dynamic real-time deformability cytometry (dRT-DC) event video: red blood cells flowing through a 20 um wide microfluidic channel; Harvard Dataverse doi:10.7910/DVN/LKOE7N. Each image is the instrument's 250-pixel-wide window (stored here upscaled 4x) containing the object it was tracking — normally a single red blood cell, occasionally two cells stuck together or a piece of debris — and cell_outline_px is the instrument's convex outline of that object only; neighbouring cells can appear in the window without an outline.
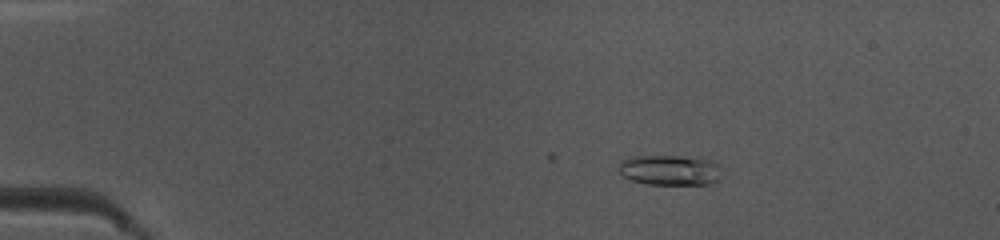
{"species": "common noctule bat (a hibernating species)", "species_latin": "Nyctalus noctula", "temperature_condition": "warm", "stored_images_in_passage": 18, "camera_frame_rate_fps": 3000, "um_per_image_px": 0.085, "animal": {"sex": "female", "body_mass_g": 10.0, "forearm_length_mm": 53.1}, "frame": {"image": 1, "passage_image": 8, "time_ms": 2.333, "image_size_px": [1000, 240], "cell_outline_px": [[724, 176], [720, 180], [712, 184], [648, 184], [632, 180], [620, 176], [620, 160], [632, 156], [680, 156], [712, 160], [720, 164], [724, 168]], "centroid_in_image_um": [57.04, 14.46], "position_along_channel_um": 28.0, "area_um2": 18.73}}
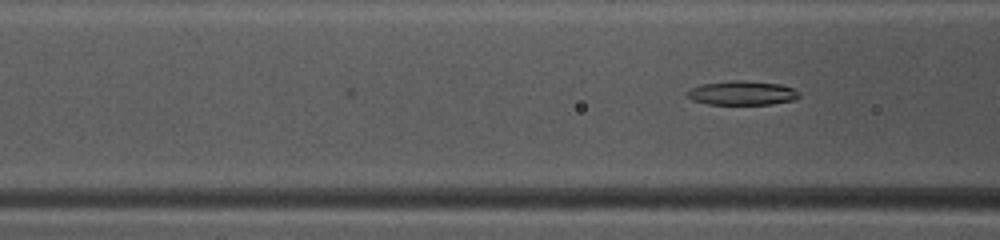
{"frame": {"image": 2, "passage_image": 18, "time_ms": 5.667, "image_size_px": [1000, 240], "cell_outline_px": [[800, 96], [796, 100], [772, 104], [708, 104], [692, 100], [684, 92], [688, 88], [700, 84], [732, 80], [740, 80], [780, 84], [792, 88], [800, 92]], "centroid_in_image_um": [63.05, 7.9], "position_along_channel_um": 103.5, "area_um2": 15.95}}